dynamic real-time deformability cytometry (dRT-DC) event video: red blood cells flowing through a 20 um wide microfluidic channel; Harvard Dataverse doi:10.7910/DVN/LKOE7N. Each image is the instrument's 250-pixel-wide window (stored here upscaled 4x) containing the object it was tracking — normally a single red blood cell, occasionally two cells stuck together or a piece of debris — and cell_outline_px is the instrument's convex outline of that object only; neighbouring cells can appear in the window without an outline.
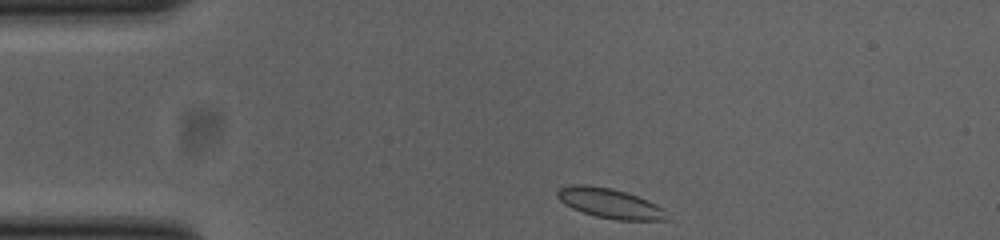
{"species": "common noctule bat (a hibernating species)", "species_latin": "Nyctalus noctula", "temperature_condition": "cold", "stored_images_in_passage": 37, "camera_frame_rate_fps": 3000, "um_per_image_px": 0.085, "animal": {"sex": "female", "body_mass_g": 23.0, "forearm_length_mm": 53.4}, "frame": {"image": 1, "passage_image": 1, "time_ms": 0.0, "image_size_px": [1000, 240], "cell_outline_px": [[664, 220], [616, 220], [596, 216], [572, 208], [564, 204], [556, 196], [556, 192], [560, 188], [572, 184], [584, 184], [612, 188], [636, 196], [656, 204], [660, 208]], "centroid_in_image_um": [51.71, 17.26], "position_along_channel_um": 33.3, "area_um2": 18.5}}
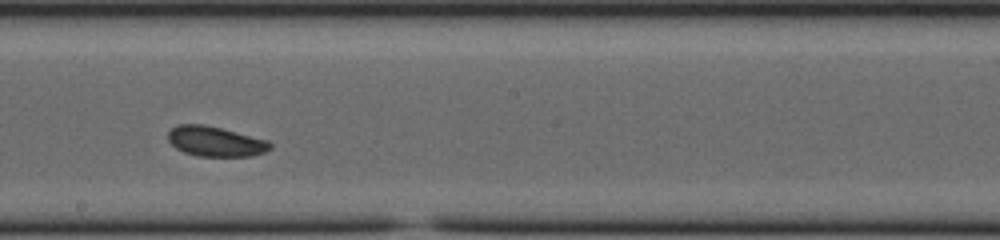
{"frame": {"image": 2, "passage_image": 20, "time_ms": 6.333, "image_size_px": [1000, 240], "cell_outline_px": [[272, 148], [264, 152], [252, 156], [196, 156], [184, 152], [176, 148], [168, 140], [168, 132], [176, 124], [204, 124], [268, 140], [272, 144]], "centroid_in_image_um": [18.3, 12.02], "position_along_channel_um": 229.9, "area_um2": 17.86}}
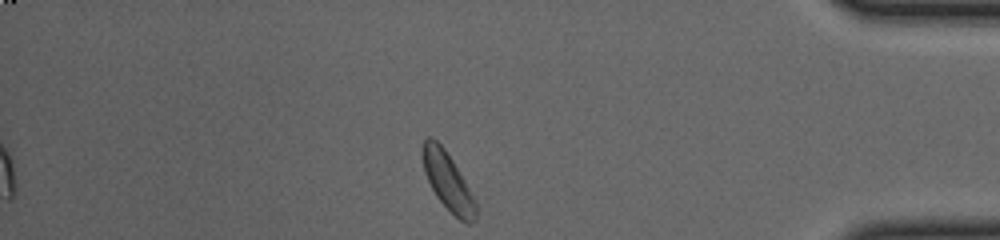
{"frame": {"image": 3, "passage_image": 36, "time_ms": 11.667, "image_size_px": [1000, 240], "cell_outline_px": [[476, 216], [472, 224], [468, 224], [460, 220], [436, 196], [424, 172], [420, 156], [424, 140], [428, 136], [432, 136], [444, 148], [452, 160], [464, 180], [476, 204]], "centroid_in_image_um": [38.02, 15.37], "position_along_channel_um": 397.2, "area_um2": 17.63}, "authors_computed_cell_mechanics": {"area_um2": 18.0336, "velocity_mm_per_s": 3.8111, "shape_relaxation_time_tau1_ms": 2.0679, "shape_relaxation_time_tau2_ms": 5.7561, "deformation_change_tau1": 0.0429, "deformation_change_tau2": 0.0761}}